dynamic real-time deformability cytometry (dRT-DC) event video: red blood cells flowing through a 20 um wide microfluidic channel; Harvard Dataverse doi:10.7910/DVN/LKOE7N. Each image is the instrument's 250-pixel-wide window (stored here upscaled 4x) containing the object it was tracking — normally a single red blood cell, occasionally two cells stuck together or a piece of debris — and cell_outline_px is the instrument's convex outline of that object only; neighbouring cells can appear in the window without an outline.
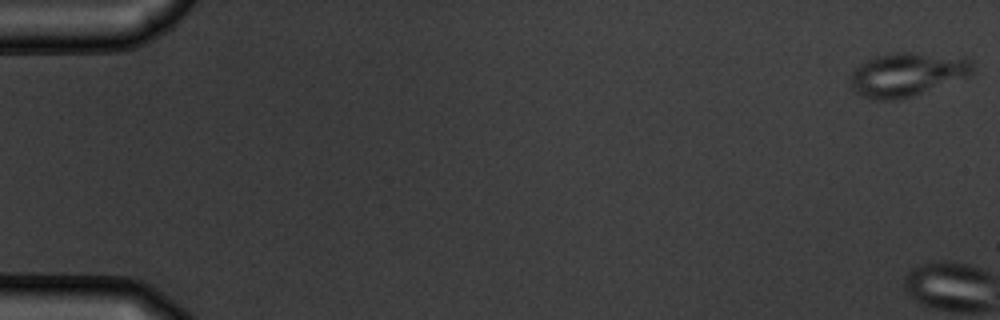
{"species": "common noctule bat (a hibernating species)", "species_latin": "Nyctalus noctula", "temperature_condition": "warm", "stored_images_in_passage": 7, "camera_frame_rate_fps": 3000, "um_per_image_px": 0.085, "animal": {"sex": "male", "body_mass_g": 19.5, "forearm_length_mm": 54.6}, "frame": {"image": 1, "passage_image": 1, "time_ms": 0.0, "image_size_px": [1000, 320], "cell_outline_px": [[972, 76], [912, 96], [896, 100], [872, 100], [860, 96], [852, 88], [852, 72], [864, 60], [876, 56], [896, 52], [912, 52], [964, 56], [972, 60]], "centroid_in_image_um": [77.15, 6.32], "position_along_channel_um": 7.9, "area_um2": 31.56}}